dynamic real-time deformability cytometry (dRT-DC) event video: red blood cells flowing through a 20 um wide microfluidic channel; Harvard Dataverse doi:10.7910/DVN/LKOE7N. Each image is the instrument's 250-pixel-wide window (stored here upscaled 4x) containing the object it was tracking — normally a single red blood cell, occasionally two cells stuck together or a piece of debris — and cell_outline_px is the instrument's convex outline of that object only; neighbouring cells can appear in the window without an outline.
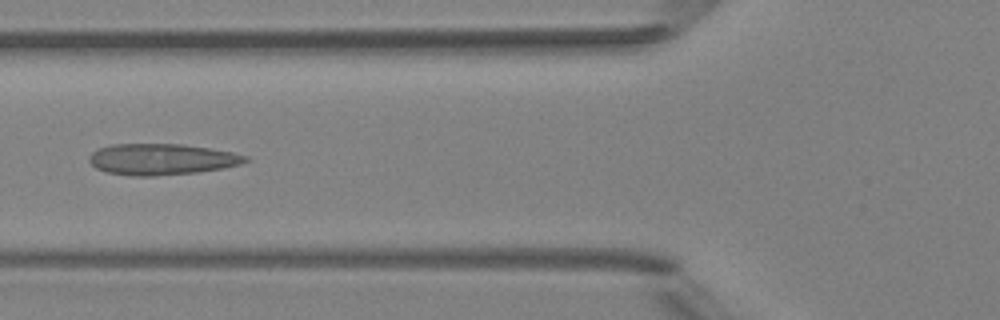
{"species": "Egyptian fruit bat (a non-hibernating species)", "species_latin": "Rousettus aegyptiacus", "temperature_condition": "room temperature", "stored_images_in_passage": 5, "camera_frame_rate_fps": 3000, "um_per_image_px": 0.085, "animal": {"sex": "female"}, "frame": {"image": 1, "passage_image": 5, "time_ms": 4.667, "image_size_px": [1000, 320], "cell_outline_px": [[252, 160], [240, 164], [220, 168], [196, 172], [156, 176], [132, 176], [108, 172], [96, 168], [88, 160], [88, 156], [96, 148], [112, 144], [184, 144], [232, 152], [248, 156]], "centroid_in_image_um": [13.72, 13.53], "position_along_channel_um": 112.1, "area_um2": 28.44}}